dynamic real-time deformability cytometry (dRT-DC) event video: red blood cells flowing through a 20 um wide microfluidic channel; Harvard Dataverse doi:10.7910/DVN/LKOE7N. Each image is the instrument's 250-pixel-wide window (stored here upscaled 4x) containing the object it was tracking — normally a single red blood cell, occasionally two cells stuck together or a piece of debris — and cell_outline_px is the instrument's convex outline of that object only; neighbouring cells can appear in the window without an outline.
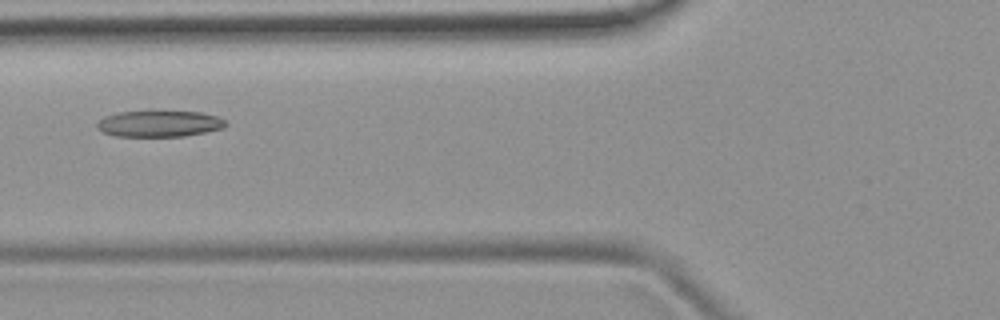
{"species": "common noctule bat (a hibernating species)", "species_latin": "Nyctalus noctula", "temperature_condition": "room temperature", "stored_images_in_passage": 9, "camera_frame_rate_fps": 3000, "um_per_image_px": 0.085, "animal": {"sex": "female", "body_mass_g": 19.9}, "frame": {"image": 1, "passage_image": 4, "time_ms": 1.0, "image_size_px": [1000, 320], "cell_outline_px": [[228, 124], [224, 128], [184, 136], [116, 136], [104, 132], [96, 128], [96, 124], [104, 116], [120, 112], [200, 112], [216, 116], [224, 120]], "centroid_in_image_um": [13.54, 10.52], "position_along_channel_um": 112.3, "area_um2": 19.36}}
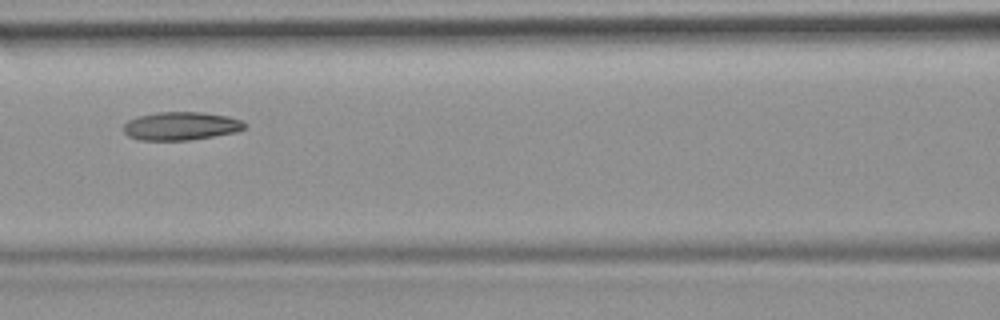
{"frame": {"image": 2, "passage_image": 7, "time_ms": 2.0, "image_size_px": [1000, 320], "cell_outline_px": [[248, 124], [244, 128], [236, 132], [188, 140], [140, 140], [128, 136], [124, 132], [124, 124], [128, 120], [136, 116], [156, 112], [204, 112], [228, 116], [244, 120]], "centroid_in_image_um": [15.39, 10.7], "position_along_channel_um": 151.2, "area_um2": 20.11}}